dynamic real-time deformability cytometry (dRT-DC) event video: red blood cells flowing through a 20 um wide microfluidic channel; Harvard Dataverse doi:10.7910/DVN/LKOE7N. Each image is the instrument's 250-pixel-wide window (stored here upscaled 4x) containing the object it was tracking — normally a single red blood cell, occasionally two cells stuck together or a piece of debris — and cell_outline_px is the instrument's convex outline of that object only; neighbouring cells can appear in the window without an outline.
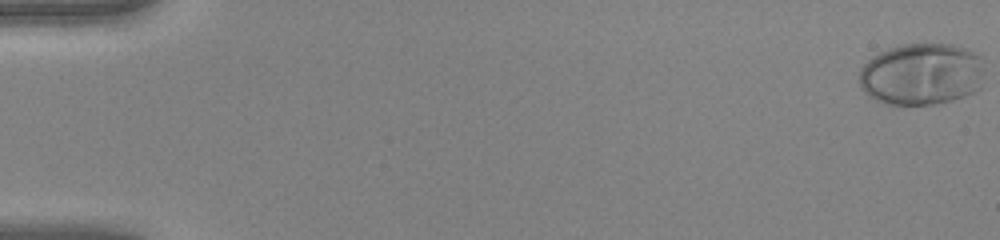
{"species": "human", "species_latin": "Homo sapiens", "temperature_condition": "warm", "stored_images_in_passage": 50, "camera_frame_rate_fps": 3000, "um_per_image_px": 0.085, "donor": {"sex": "female"}, "frame": {"image": 1, "passage_image": 1, "time_ms": 0.0, "image_size_px": [1000, 240], "cell_outline_px": [[984, 72], [980, 88], [964, 96], [952, 100], [936, 104], [884, 104], [876, 100], [860, 88], [860, 68], [872, 56], [880, 52], [904, 44], [952, 44], [964, 48], [980, 56], [984, 60]], "centroid_in_image_um": [78.36, 6.3], "position_along_channel_um": 6.6, "area_um2": 45.32}}
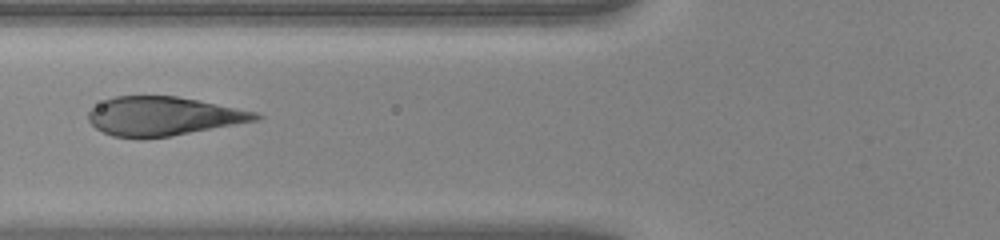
{"frame": {"image": 2, "passage_image": 21, "time_ms": 6.667, "image_size_px": [1000, 240], "cell_outline_px": [[264, 116], [260, 120], [172, 136], [112, 136], [96, 128], [88, 120], [88, 112], [92, 108], [104, 100], [116, 96], [176, 96], [256, 112]], "centroid_in_image_um": [13.9, 9.86], "position_along_channel_um": 111.9, "area_um2": 37.17}}
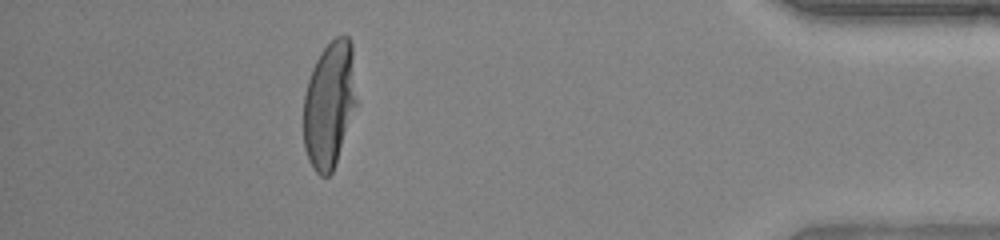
{"frame": {"image": 3, "passage_image": 45, "time_ms": 14.667, "image_size_px": [1000, 240], "cell_outline_px": [[360, 104], [332, 172], [328, 176], [320, 176], [312, 168], [308, 160], [304, 148], [304, 92], [312, 68], [320, 52], [336, 36], [348, 36], [352, 44]], "centroid_in_image_um": [28.06, 8.88], "position_along_channel_um": 407.1, "area_um2": 40.52}, "authors_computed_cell_mechanics": {"area_um2": 40.3444, "velocity_mm_per_s": 4.2543, "shape_relaxation_time_tau1_ms": 2.9948, "shape_relaxation_time_tau2_ms": null, "deformation_change_tau1": 0.2311, "deformation_change_tau2": null}}